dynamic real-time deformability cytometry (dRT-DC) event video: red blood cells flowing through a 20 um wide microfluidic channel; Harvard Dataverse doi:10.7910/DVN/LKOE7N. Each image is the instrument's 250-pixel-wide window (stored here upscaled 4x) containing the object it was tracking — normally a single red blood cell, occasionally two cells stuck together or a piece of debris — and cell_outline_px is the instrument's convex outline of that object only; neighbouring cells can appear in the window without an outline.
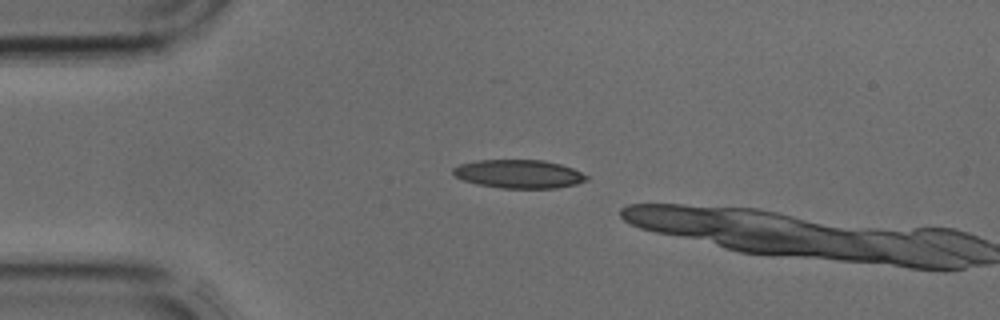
{"species": "common noctule bat (a hibernating species)", "species_latin": "Nyctalus noctula", "temperature_condition": "cold", "stored_images_in_passage": 3, "camera_frame_rate_fps": 3000, "um_per_image_px": 0.085, "animal": {"sex": "male", "body_mass_g": 17.9, "forearm_length_mm": 54.2}, "frame": {"image": 1, "passage_image": 1, "time_ms": 0.0, "image_size_px": [1000, 320], "cell_outline_px": [[588, 180], [576, 184], [556, 188], [500, 188], [476, 184], [464, 180], [456, 176], [452, 172], [452, 168], [460, 164], [476, 160], [544, 160], [560, 164], [572, 168], [588, 176]], "centroid_in_image_um": [44.09, 14.79], "position_along_channel_um": 40.9, "area_um2": 22.14}}